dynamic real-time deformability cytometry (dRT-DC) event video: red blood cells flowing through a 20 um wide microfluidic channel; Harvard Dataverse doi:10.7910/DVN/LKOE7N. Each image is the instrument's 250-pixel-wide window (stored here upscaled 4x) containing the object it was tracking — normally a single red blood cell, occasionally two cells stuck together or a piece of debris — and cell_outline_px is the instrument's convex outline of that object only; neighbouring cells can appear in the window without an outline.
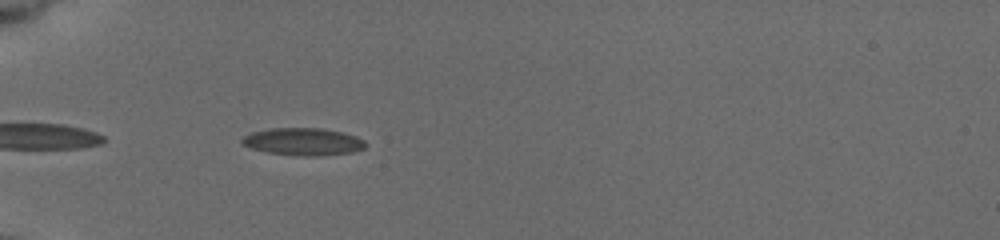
{"species": "common noctule bat (a hibernating species)", "species_latin": "Nyctalus noctula", "temperature_condition": "cold", "stored_images_in_passage": 12, "camera_frame_rate_fps": 3000, "um_per_image_px": 0.085, "animal": {"sex": "female", "body_mass_g": 19.5, "forearm_length_mm": 54.1}, "frame": {"image": 1, "passage_image": 2, "time_ms": 0.333, "image_size_px": [1000, 240], "cell_outline_px": [[368, 144], [364, 148], [352, 152], [316, 156], [308, 156], [268, 152], [252, 148], [240, 144], [240, 140], [244, 136], [252, 132], [272, 128], [320, 128], [340, 132], [356, 136], [364, 140]], "centroid_in_image_um": [25.77, 12.03], "position_along_channel_um": 59.2, "area_um2": 19.54}}
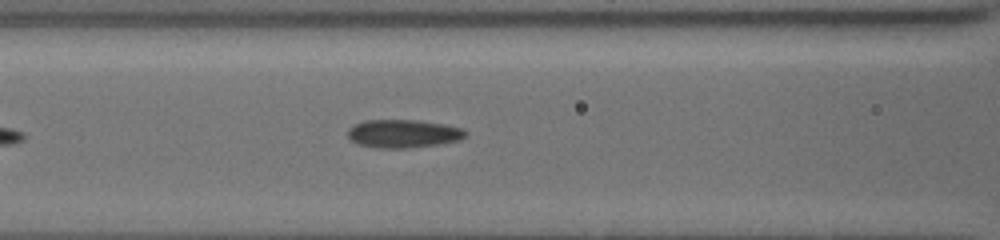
{"frame": {"image": 2, "passage_image": 9, "time_ms": 2.667, "image_size_px": [1000, 240], "cell_outline_px": [[468, 132], [460, 140], [440, 144], [408, 148], [380, 148], [356, 144], [348, 136], [348, 128], [352, 124], [364, 120], [416, 120], [444, 124], [460, 128]], "centroid_in_image_um": [34.24, 11.36], "position_along_channel_um": 132.4, "area_um2": 19.42}}
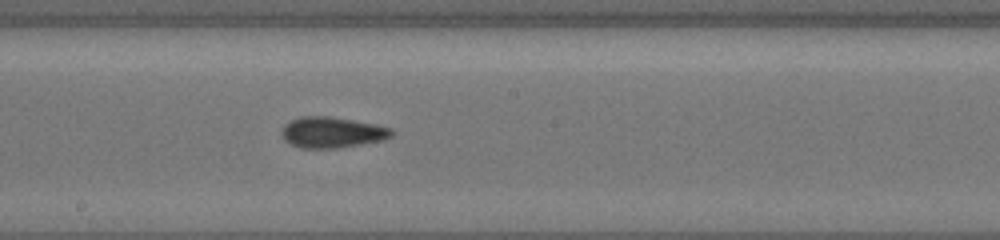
{"frame": {"image": 3, "passage_image": 12, "time_ms": 5.0, "image_size_px": [1000, 240], "cell_outline_px": [[392, 136], [384, 140], [336, 148], [300, 148], [284, 140], [280, 132], [280, 128], [284, 124], [300, 116], [328, 116], [376, 124], [392, 128]], "centroid_in_image_um": [28.19, 11.25], "position_along_channel_um": 220.0, "area_um2": 19.83}}